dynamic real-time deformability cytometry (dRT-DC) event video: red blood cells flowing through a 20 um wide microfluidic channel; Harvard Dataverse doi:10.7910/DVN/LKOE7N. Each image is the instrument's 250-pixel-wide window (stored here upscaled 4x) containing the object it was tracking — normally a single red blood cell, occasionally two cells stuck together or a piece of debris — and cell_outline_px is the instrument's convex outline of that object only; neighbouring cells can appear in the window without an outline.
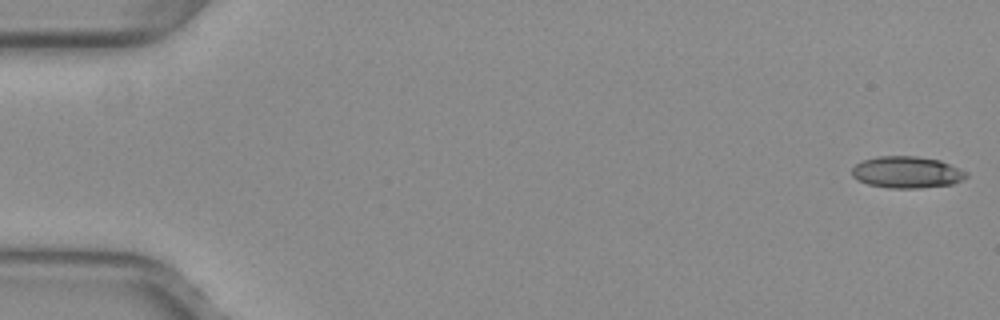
{"species": "common noctule bat (a hibernating species)", "species_latin": "Nyctalus noctula", "temperature_condition": "warm", "stored_images_in_passage": 52, "camera_frame_rate_fps": 3000, "um_per_image_px": 0.085, "animal": {"sex": "female", "body_mass_g": 29.2, "forearm_length_mm": 56.3}, "frame": {"image": 1, "passage_image": 1, "time_ms": 0.0, "image_size_px": [1000, 320], "cell_outline_px": [[968, 176], [964, 180], [952, 184], [920, 188], [888, 188], [868, 184], [856, 180], [852, 176], [852, 168], [856, 164], [864, 160], [876, 156], [916, 156], [940, 160], [960, 168], [968, 172]], "centroid_in_image_um": [77.1, 14.64], "position_along_channel_um": 7.9, "area_um2": 21.33}}
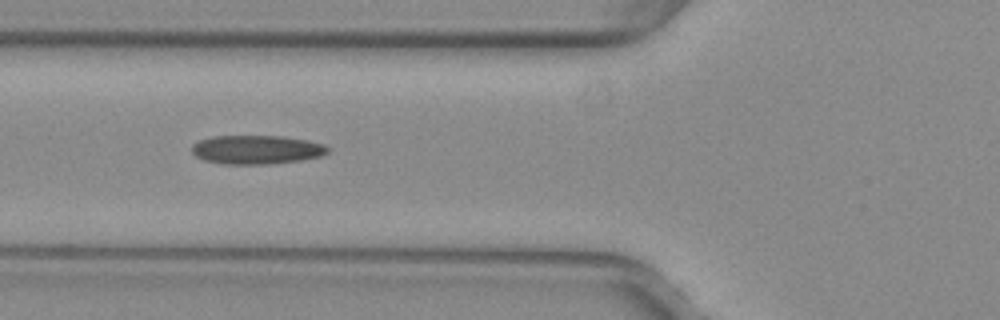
{"frame": {"image": 2, "passage_image": 20, "time_ms": 6.333, "image_size_px": [1000, 320], "cell_outline_px": [[328, 152], [320, 156], [300, 160], [272, 164], [220, 164], [204, 160], [196, 156], [192, 152], [192, 144], [200, 140], [212, 136], [280, 136], [308, 140], [324, 144], [328, 148]], "centroid_in_image_um": [21.79, 12.72], "position_along_channel_um": 104.0, "area_um2": 22.89}}
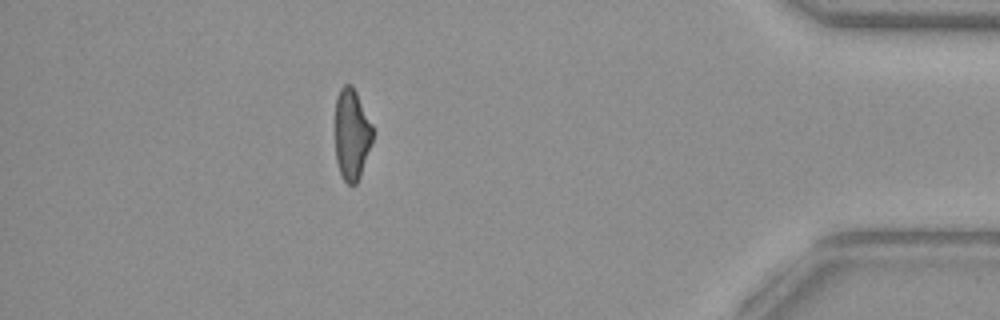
{"frame": {"image": 3, "passage_image": 46, "time_ms": 15.0, "image_size_px": [1000, 320], "cell_outline_px": [[372, 140], [360, 176], [356, 184], [348, 184], [344, 180], [340, 172], [336, 160], [336, 100], [340, 88], [344, 84], [352, 84], [372, 124]], "centroid_in_image_um": [29.89, 11.4], "position_along_channel_um": 405.3, "area_um2": 19.59}, "authors_computed_cell_mechanics": {"area_um2": 21.9062, "velocity_mm_per_s": 4.0419, "shape_relaxation_time_tau1_ms": null, "shape_relaxation_time_tau2_ms": 2.6978, "deformation_change_tau1": null, "deformation_change_tau2": 0.1105}}